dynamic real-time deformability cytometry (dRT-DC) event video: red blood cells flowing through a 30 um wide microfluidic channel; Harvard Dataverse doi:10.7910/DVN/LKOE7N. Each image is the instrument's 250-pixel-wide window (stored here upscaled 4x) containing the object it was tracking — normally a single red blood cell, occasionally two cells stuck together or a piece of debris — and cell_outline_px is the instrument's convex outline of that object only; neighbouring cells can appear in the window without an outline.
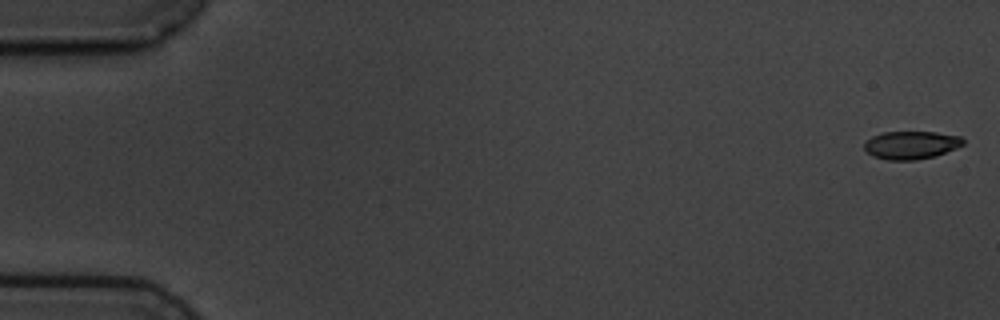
{"species": "common noctule bat (a hibernating species)", "species_latin": "Nyctalus noctula", "temperature_condition": "cold", "stored_images_in_passage": 5, "camera_frame_rate_fps": 3000, "um_per_image_px": 0.085, "animal": {"sex": "male", "body_mass_g": 19.5, "forearm_length_mm": 54.6}, "frame": {"image": 1, "passage_image": 1, "time_ms": 0.0, "image_size_px": [1000, 320], "cell_outline_px": [[964, 144], [956, 148], [936, 156], [916, 160], [888, 160], [872, 156], [864, 148], [864, 144], [872, 136], [884, 132], [936, 132], [960, 136], [964, 140]], "centroid_in_image_um": [77.46, 12.33], "position_along_channel_um": 7.5, "area_um2": 16.13}}
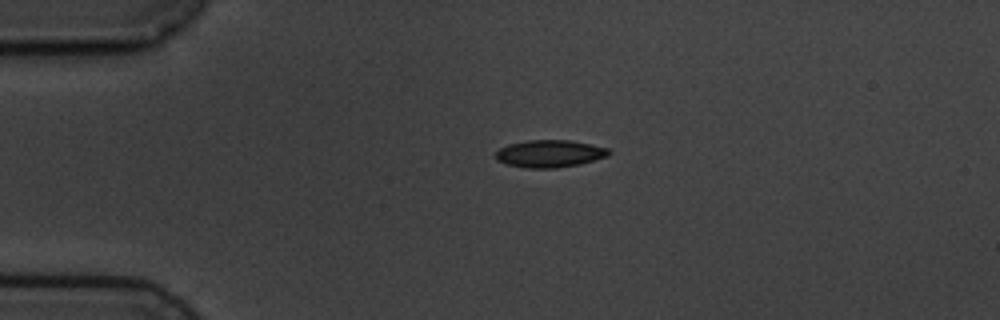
{"frame": {"image": 2, "passage_image": 4, "time_ms": 4.0, "image_size_px": [1000, 320], "cell_outline_px": [[612, 152], [608, 156], [580, 164], [556, 168], [528, 168], [508, 164], [496, 160], [496, 152], [500, 148], [508, 144], [528, 140], [572, 140], [608, 148]], "centroid_in_image_um": [46.74, 13.05], "position_along_channel_um": 38.3, "area_um2": 18.03}}